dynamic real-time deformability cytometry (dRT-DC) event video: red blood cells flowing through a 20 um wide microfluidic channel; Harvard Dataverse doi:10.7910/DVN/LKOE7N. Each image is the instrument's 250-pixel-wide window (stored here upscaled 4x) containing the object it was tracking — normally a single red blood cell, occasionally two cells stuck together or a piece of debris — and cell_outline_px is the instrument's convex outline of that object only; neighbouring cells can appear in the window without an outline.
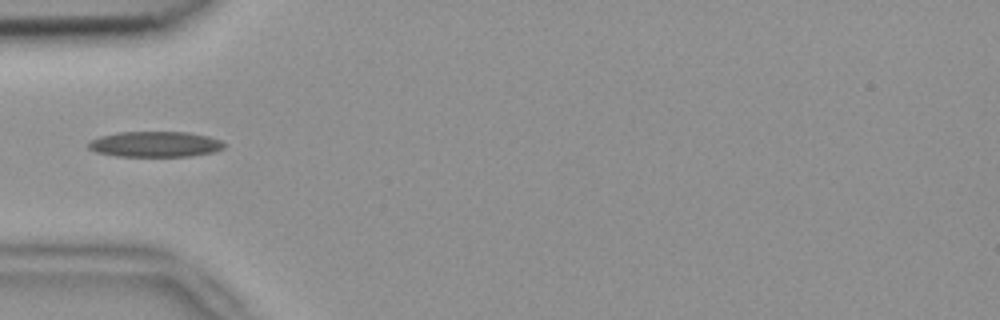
{"species": "common noctule bat (a hibernating species)", "species_latin": "Nyctalus noctula", "temperature_condition": "room temperature", "stored_images_in_passage": 1, "camera_frame_rate_fps": 3000, "um_per_image_px": 0.085, "animal": {"sex": "female", "body_mass_g": 18.4}, "frame": {"image": 1, "passage_image": 1, "time_ms": 0.0, "image_size_px": [1000, 320], "cell_outline_px": [[224, 148], [212, 152], [192, 156], [116, 156], [96, 152], [88, 148], [88, 144], [92, 140], [100, 136], [120, 132], [188, 132], [208, 136], [220, 140], [224, 144]], "centroid_in_image_um": [13.19, 12.26], "position_along_channel_um": 71.8, "area_um2": 20.11}}